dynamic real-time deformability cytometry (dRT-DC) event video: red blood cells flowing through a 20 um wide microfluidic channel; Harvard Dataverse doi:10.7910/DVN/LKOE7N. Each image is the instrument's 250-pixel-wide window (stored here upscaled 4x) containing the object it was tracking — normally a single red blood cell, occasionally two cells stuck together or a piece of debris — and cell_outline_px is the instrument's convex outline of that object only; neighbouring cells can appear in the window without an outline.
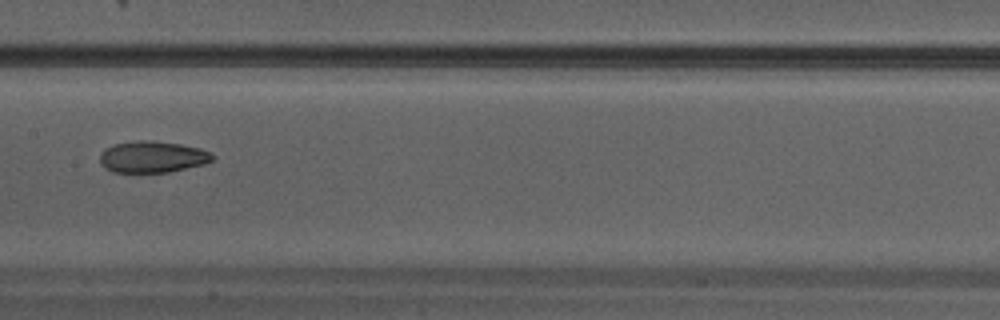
{"species": "Egyptian fruit bat (a non-hibernating species)", "species_latin": "Rousettus aegyptiacus", "temperature_condition": "warm", "stored_images_in_passage": 25, "camera_frame_rate_fps": 3000, "um_per_image_px": 0.085, "animal": {"sex": "male"}, "frame": {"image": 1, "passage_image": 8, "time_ms": 2.333, "image_size_px": [1000, 320], "cell_outline_px": [[216, 156], [212, 160], [204, 164], [168, 172], [112, 172], [104, 168], [100, 164], [100, 152], [112, 144], [140, 140], [144, 140], [180, 144], [200, 148]], "centroid_in_image_um": [12.92, 13.34], "position_along_channel_um": 194.5, "area_um2": 20.63}}
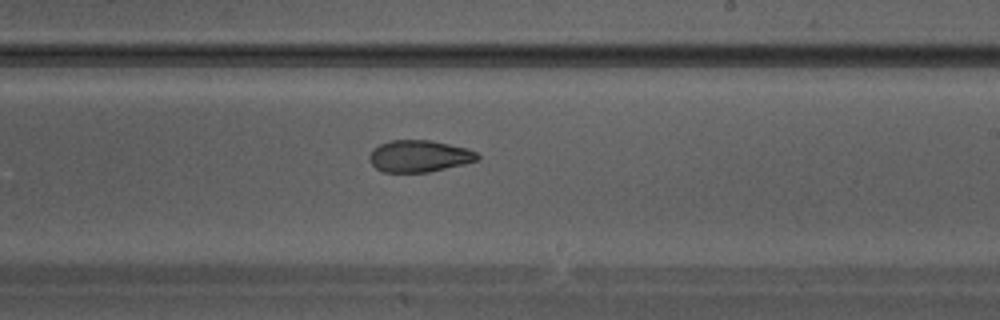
{"frame": {"image": 2, "passage_image": 11, "time_ms": 3.333, "image_size_px": [1000, 320], "cell_outline_px": [[480, 156], [476, 160], [464, 164], [428, 172], [384, 172], [376, 168], [368, 160], [368, 156], [380, 144], [392, 140], [432, 140], [468, 148], [476, 152]], "centroid_in_image_um": [35.64, 13.27], "position_along_channel_um": 253.4, "area_um2": 19.94}}